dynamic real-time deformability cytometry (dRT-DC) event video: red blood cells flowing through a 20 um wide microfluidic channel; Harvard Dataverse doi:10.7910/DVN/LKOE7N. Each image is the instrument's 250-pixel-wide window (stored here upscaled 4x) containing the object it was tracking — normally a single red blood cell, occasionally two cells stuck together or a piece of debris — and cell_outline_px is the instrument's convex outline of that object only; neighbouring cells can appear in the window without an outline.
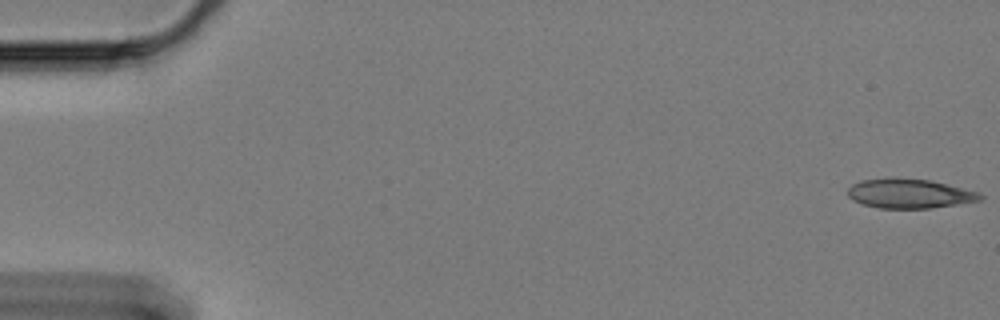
{"species": "Egyptian fruit bat (a non-hibernating species)", "species_latin": "Rousettus aegyptiacus", "temperature_condition": "cold", "stored_images_in_passage": 11, "camera_frame_rate_fps": 3000, "um_per_image_px": 0.085, "animal": {"sex": "female"}, "frame": {"image": 1, "passage_image": 1, "time_ms": 0.0, "image_size_px": [1000, 320], "cell_outline_px": [[984, 196], [980, 200], [956, 204], [928, 208], [880, 208], [864, 204], [852, 200], [848, 196], [848, 188], [852, 184], [860, 180], [888, 176], [928, 180], [976, 192]], "centroid_in_image_um": [77.2, 16.43], "position_along_channel_um": 7.8, "area_um2": 22.54}}